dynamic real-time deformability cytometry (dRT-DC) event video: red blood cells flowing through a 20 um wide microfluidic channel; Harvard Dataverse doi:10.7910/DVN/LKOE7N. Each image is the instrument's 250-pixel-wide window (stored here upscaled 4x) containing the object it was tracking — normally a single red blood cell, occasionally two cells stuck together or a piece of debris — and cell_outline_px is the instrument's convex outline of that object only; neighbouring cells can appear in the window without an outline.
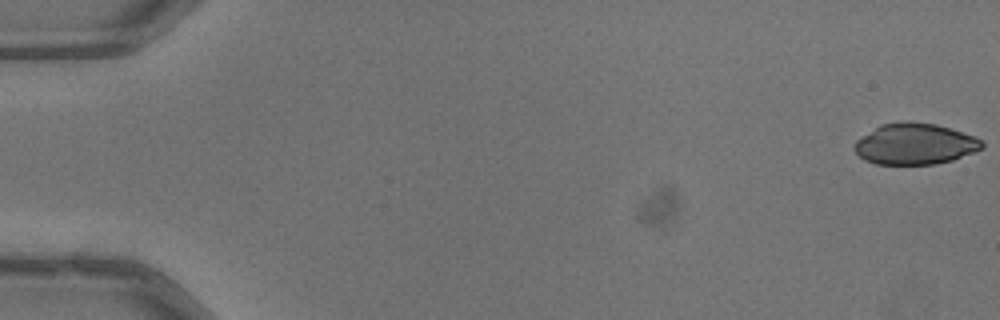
{"species": "common noctule bat (a hibernating species)", "species_latin": "Nyctalus noctula", "temperature_condition": "warm", "stored_images_in_passage": 52, "camera_frame_rate_fps": 3000, "um_per_image_px": 0.085, "animal": {"sex": "male", "body_mass_g": 13.3}, "frame": {"image": 1, "passage_image": 1, "time_ms": 0.0, "image_size_px": [1000, 320], "cell_outline_px": [[984, 148], [976, 152], [952, 160], [936, 164], [876, 164], [864, 160], [856, 152], [856, 140], [880, 124], [908, 120], [912, 120], [936, 124], [972, 136], [980, 140], [984, 144]], "centroid_in_image_um": [77.77, 12.23], "position_along_channel_um": 7.2, "area_um2": 30.52}}
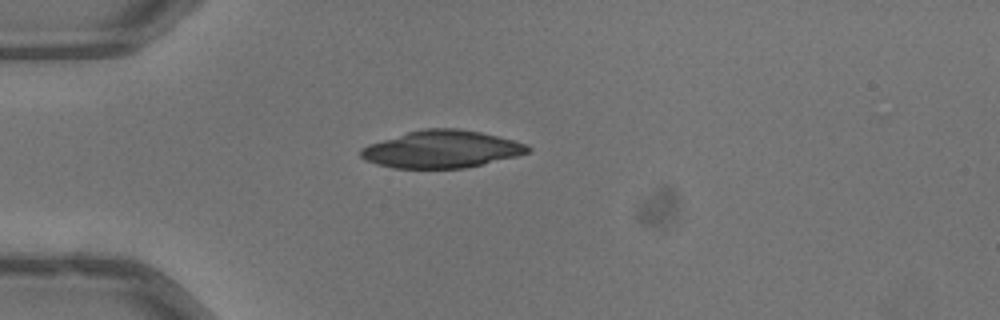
{"frame": {"image": 2, "passage_image": 15, "time_ms": 4.667, "image_size_px": [1000, 320], "cell_outline_px": [[532, 148], [528, 152], [516, 156], [464, 168], [392, 168], [376, 164], [364, 160], [360, 156], [360, 148], [368, 144], [408, 132], [424, 128], [456, 128], [480, 132], [528, 144]], "centroid_in_image_um": [37.5, 12.68], "position_along_channel_um": 47.5, "area_um2": 36.18}}